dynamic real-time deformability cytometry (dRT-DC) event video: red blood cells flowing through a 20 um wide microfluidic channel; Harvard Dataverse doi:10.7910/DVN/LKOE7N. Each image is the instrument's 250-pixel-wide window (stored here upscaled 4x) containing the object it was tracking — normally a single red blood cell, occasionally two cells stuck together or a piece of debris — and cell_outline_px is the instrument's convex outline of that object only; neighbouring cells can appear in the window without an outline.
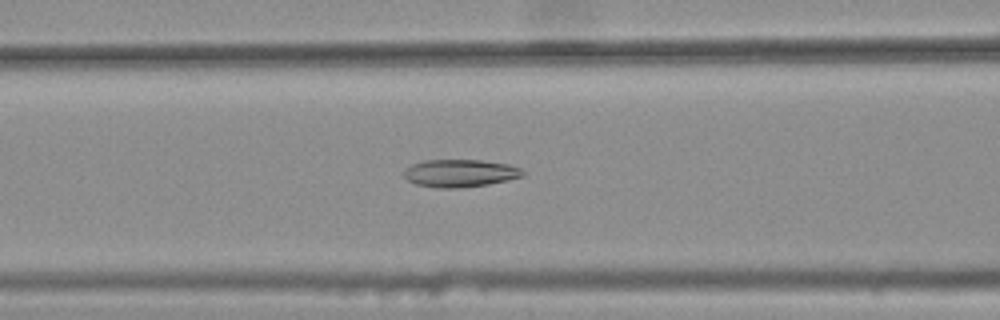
{"species": "common noctule bat (a hibernating species)", "species_latin": "Nyctalus noctula", "temperature_condition": "warm", "stored_images_in_passage": 31, "camera_frame_rate_fps": 3000, "um_per_image_px": 0.085, "animal": {"sex": "female", "body_mass_g": 25.1}, "frame": {"image": 1, "passage_image": 7, "time_ms": 2.0, "image_size_px": [1000, 320], "cell_outline_px": [[524, 176], [508, 180], [488, 184], [460, 188], [440, 188], [416, 184], [408, 180], [404, 176], [404, 172], [412, 164], [424, 160], [480, 160], [508, 164], [520, 168], [524, 172]], "centroid_in_image_um": [39.12, 14.72], "position_along_channel_um": 127.5, "area_um2": 19.02}}
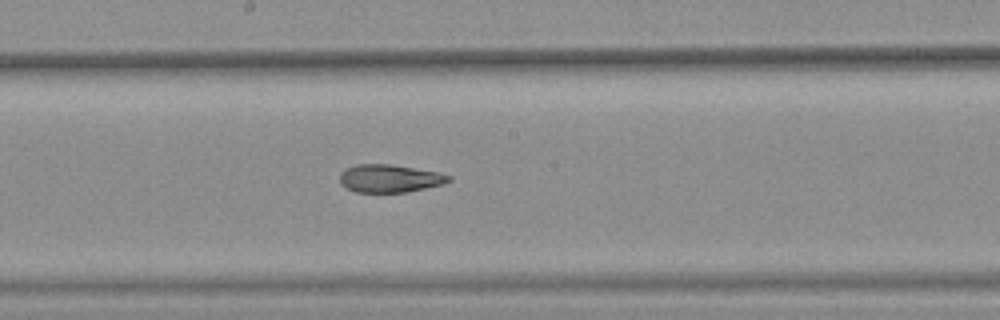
{"frame": {"image": 2, "passage_image": 14, "time_ms": 4.333, "image_size_px": [1000, 320], "cell_outline_px": [[452, 180], [444, 184], [408, 192], [356, 192], [340, 184], [340, 172], [344, 168], [356, 164], [392, 164], [440, 172], [452, 176]], "centroid_in_image_um": [33.14, 15.16], "position_along_channel_um": 215.1, "area_um2": 17.98}}
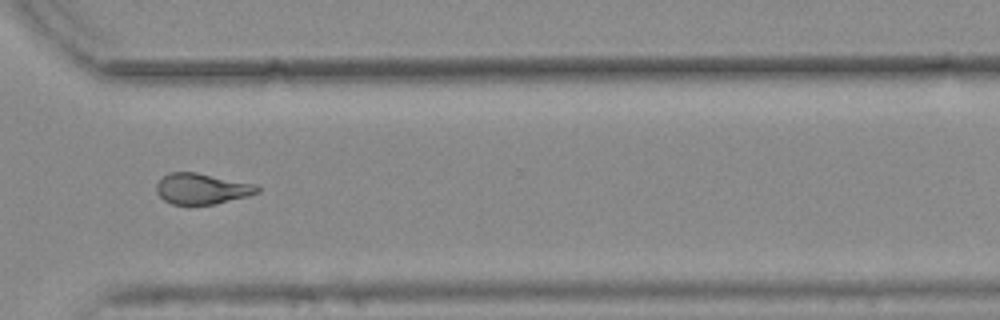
{"frame": {"image": 3, "passage_image": 25, "time_ms": 8.0, "image_size_px": [1000, 320], "cell_outline_px": [[260, 192], [248, 196], [216, 204], [172, 204], [164, 200], [156, 192], [156, 184], [168, 172], [196, 172], [256, 184], [260, 188]], "centroid_in_image_um": [17.17, 16.04], "position_along_channel_um": 353.4, "area_um2": 18.15}, "authors_computed_cell_mechanics": {"area_um2": 18.207, "velocity_mm_per_s": 3.7641, "shape_relaxation_time_tau1_ms": null, "shape_relaxation_time_tau2_ms": 3.4167, "deformation_change_tau1": null, "deformation_change_tau2": 0.1077}}